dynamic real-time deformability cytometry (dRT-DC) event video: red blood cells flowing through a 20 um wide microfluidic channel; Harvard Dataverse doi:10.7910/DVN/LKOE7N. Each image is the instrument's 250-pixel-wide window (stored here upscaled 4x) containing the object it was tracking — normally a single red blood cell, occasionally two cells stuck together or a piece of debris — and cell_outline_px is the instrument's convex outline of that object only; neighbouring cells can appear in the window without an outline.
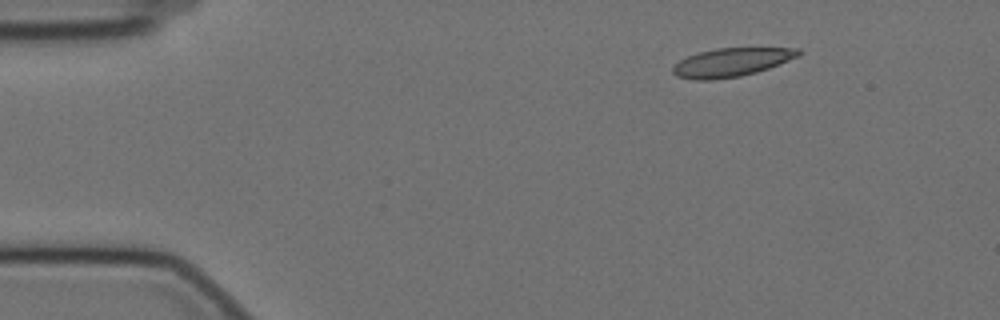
{"species": "Egyptian fruit bat (a non-hibernating species)", "species_latin": "Rousettus aegyptiacus", "temperature_condition": "cold", "stored_images_in_passage": 51, "camera_frame_rate_fps": 3000, "um_per_image_px": 0.085, "animal": {"sex": "female"}, "frame": {"image": 1, "passage_image": 1, "time_ms": 0.0, "image_size_px": [1000, 320], "cell_outline_px": [[800, 56], [768, 68], [756, 72], [740, 76], [712, 80], [696, 80], [676, 76], [672, 72], [672, 68], [680, 60], [688, 56], [700, 52], [716, 48], [800, 48]], "centroid_in_image_um": [62.17, 5.3], "position_along_channel_um": 22.8, "area_um2": 20.75}}
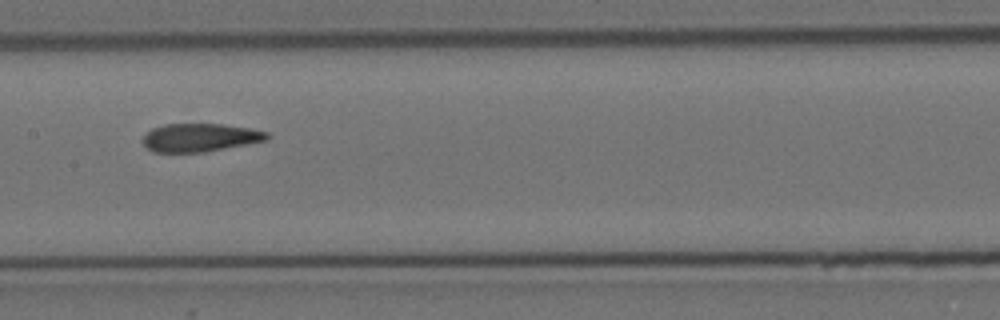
{"frame": {"image": 2, "passage_image": 22, "time_ms": 7.0, "image_size_px": [1000, 320], "cell_outline_px": [[268, 140], [204, 152], [156, 152], [148, 148], [140, 140], [152, 128], [164, 124], [224, 124], [248, 128], [268, 132]], "centroid_in_image_um": [16.98, 11.69], "position_along_channel_um": 190.4, "area_um2": 20.29}}
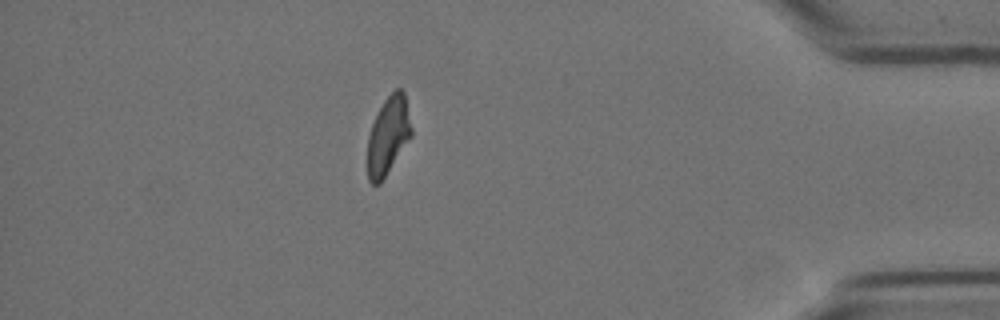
{"frame": {"image": 3, "passage_image": 44, "time_ms": 14.333, "image_size_px": [1000, 320], "cell_outline_px": [[412, 136], [380, 184], [372, 184], [368, 180], [368, 136], [372, 124], [384, 100], [396, 88], [400, 88], [404, 92], [412, 128]], "centroid_in_image_um": [33.0, 11.54], "position_along_channel_um": 402.2, "area_um2": 19.77}, "authors_computed_cell_mechanics": {"area_um2": 21.2126, "velocity_mm_per_s": 3.4822, "shape_relaxation_time_tau1_ms": null, "shape_relaxation_time_tau2_ms": 2.583, "deformation_change_tau1": null, "deformation_change_tau2": 0.0936}}